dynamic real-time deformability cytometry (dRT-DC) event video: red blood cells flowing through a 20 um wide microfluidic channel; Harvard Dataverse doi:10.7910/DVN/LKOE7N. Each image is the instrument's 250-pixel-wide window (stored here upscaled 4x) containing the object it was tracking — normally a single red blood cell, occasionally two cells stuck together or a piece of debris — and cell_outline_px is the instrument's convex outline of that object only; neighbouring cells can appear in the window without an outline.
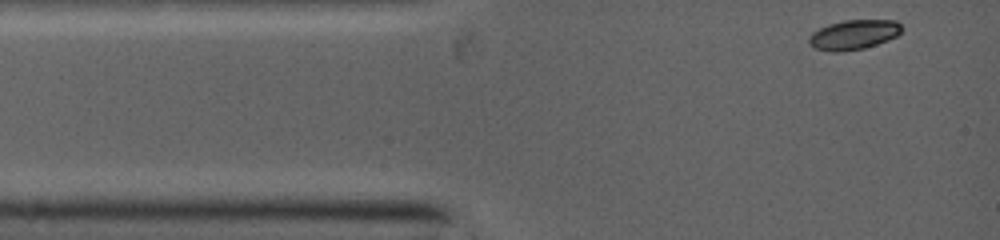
{"species": "common noctule bat (a hibernating species)", "species_latin": "Nyctalus noctula", "temperature_condition": "warm", "stored_images_in_passage": 23, "camera_frame_rate_fps": 5000, "um_per_image_px": 0.085, "animal": {"sex": "female", "body_mass_g": 19.0, "forearm_length_mm": 53.3}, "frame": {"image": 1, "passage_image": 1, "time_ms": 0.0, "image_size_px": [1000, 240], "cell_outline_px": [[900, 32], [896, 36], [876, 44], [864, 48], [836, 52], [832, 52], [816, 48], [808, 40], [812, 32], [820, 28], [832, 24], [848, 20], [896, 20], [900, 24]], "centroid_in_image_um": [72.57, 2.94], "position_along_channel_um": 12.4, "area_um2": 15.55}}
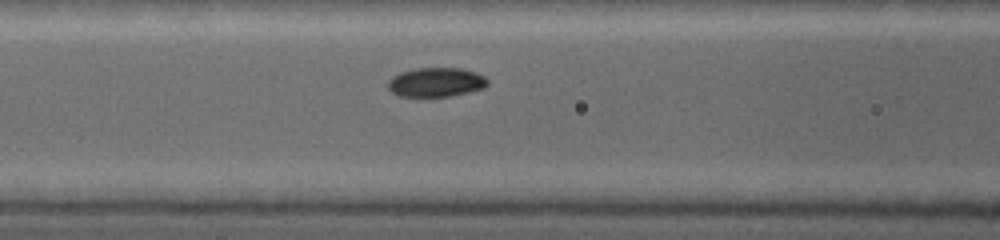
{"frame": {"image": 2, "passage_image": 10, "time_ms": 3.6, "image_size_px": [1000, 240], "cell_outline_px": [[488, 84], [484, 88], [448, 96], [400, 96], [392, 92], [388, 88], [388, 80], [404, 72], [416, 68], [460, 68], [476, 72], [484, 76], [488, 80]], "centroid_in_image_um": [37.09, 6.98], "position_along_channel_um": 129.5, "area_um2": 16.65}}
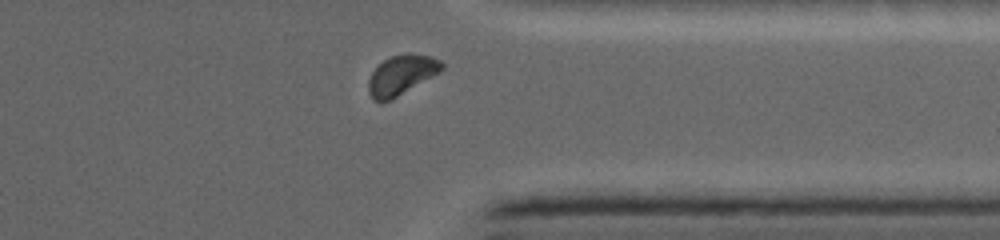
{"frame": {"image": 3, "passage_image": 20, "time_ms": 9.2, "image_size_px": [1000, 240], "cell_outline_px": [[444, 68], [396, 96], [388, 100], [376, 100], [372, 96], [368, 88], [368, 80], [372, 72], [384, 60], [392, 56], [428, 56], [440, 60], [444, 64]], "centroid_in_image_um": [34.09, 6.37], "position_along_channel_um": 377.3, "area_um2": 15.61}}